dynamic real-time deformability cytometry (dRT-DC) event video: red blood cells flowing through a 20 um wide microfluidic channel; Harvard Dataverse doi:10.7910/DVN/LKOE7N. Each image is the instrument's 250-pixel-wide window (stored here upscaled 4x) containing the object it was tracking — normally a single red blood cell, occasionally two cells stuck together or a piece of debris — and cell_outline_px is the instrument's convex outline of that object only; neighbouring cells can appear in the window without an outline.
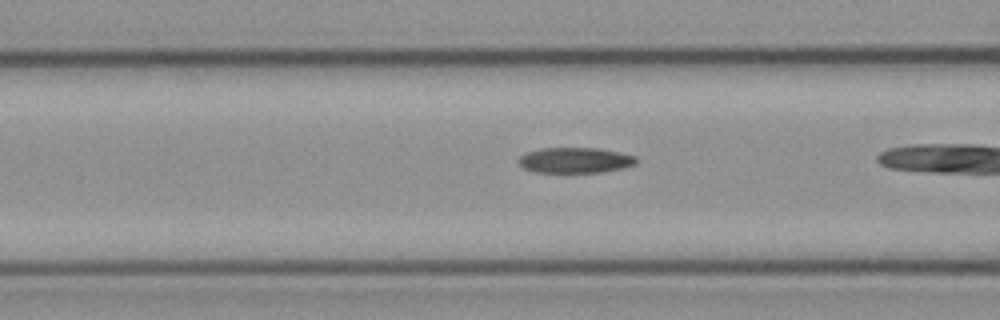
{"species": "common noctule bat (a hibernating species)", "species_latin": "Nyctalus noctula", "temperature_condition": "cold", "stored_images_in_passage": 17, "camera_frame_rate_fps": 3000, "um_per_image_px": 0.085, "animal": {"sex": "female", "body_mass_g": 21.9}, "frame": {"image": 1, "passage_image": 13, "time_ms": 4.0, "image_size_px": [1000, 320], "cell_outline_px": [[636, 164], [624, 168], [600, 172], [536, 172], [524, 168], [516, 160], [524, 152], [540, 148], [596, 148], [620, 152], [636, 156]], "centroid_in_image_um": [48.86, 13.61], "position_along_channel_um": 117.7, "area_um2": 17.57}}
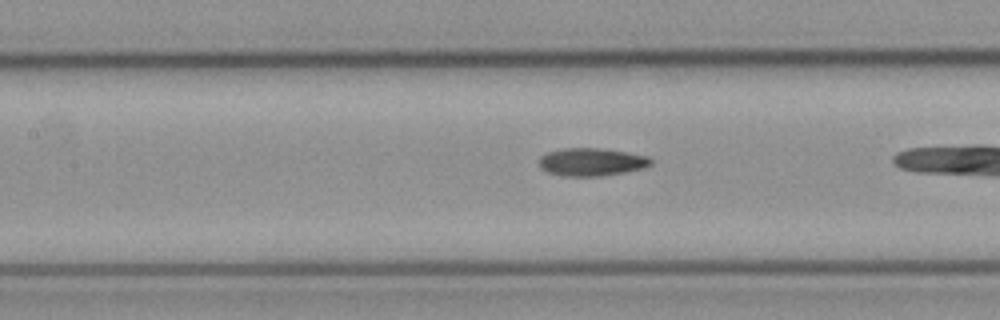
{"frame": {"image": 2, "passage_image": 16, "time_ms": 5.0, "image_size_px": [1000, 320], "cell_outline_px": [[652, 164], [644, 168], [624, 172], [600, 176], [564, 176], [548, 172], [540, 168], [540, 156], [548, 152], [564, 148], [600, 148], [628, 152], [648, 156], [652, 160]], "centroid_in_image_um": [50.3, 13.76], "position_along_channel_um": 157.1, "area_um2": 18.15}}